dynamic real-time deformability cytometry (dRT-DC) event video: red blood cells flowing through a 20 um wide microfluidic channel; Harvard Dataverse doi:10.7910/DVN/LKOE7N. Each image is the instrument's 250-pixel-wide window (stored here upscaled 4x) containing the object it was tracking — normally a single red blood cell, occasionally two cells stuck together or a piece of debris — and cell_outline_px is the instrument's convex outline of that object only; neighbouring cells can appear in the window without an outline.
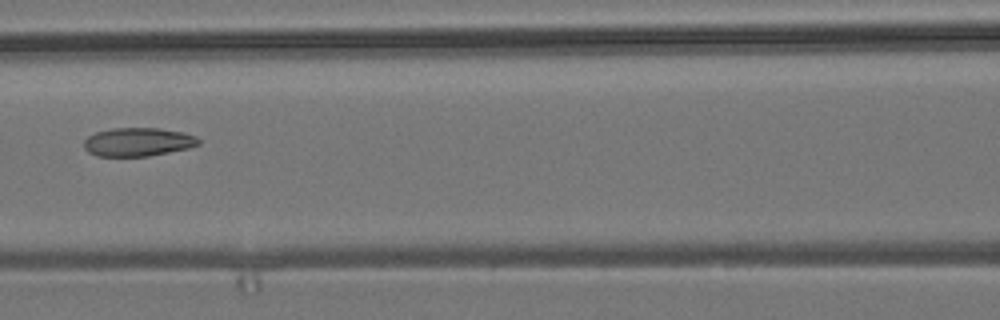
{"species": "common noctule bat (a hibernating species)", "species_latin": "Nyctalus noctula", "temperature_condition": "room temperature", "stored_images_in_passage": 4, "camera_frame_rate_fps": 3000, "um_per_image_px": 0.085, "animal": {"sex": "male", "body_mass_g": 19.2, "forearm_length_mm": 51.8}, "frame": {"image": 1, "passage_image": 3, "time_ms": 2.333, "image_size_px": [1000, 320], "cell_outline_px": [[200, 144], [188, 148], [148, 156], [96, 156], [88, 152], [84, 148], [84, 140], [88, 136], [96, 132], [112, 128], [160, 128], [184, 132], [196, 136], [200, 140]], "centroid_in_image_um": [11.72, 12.06], "position_along_channel_um": 154.9, "area_um2": 19.13}}
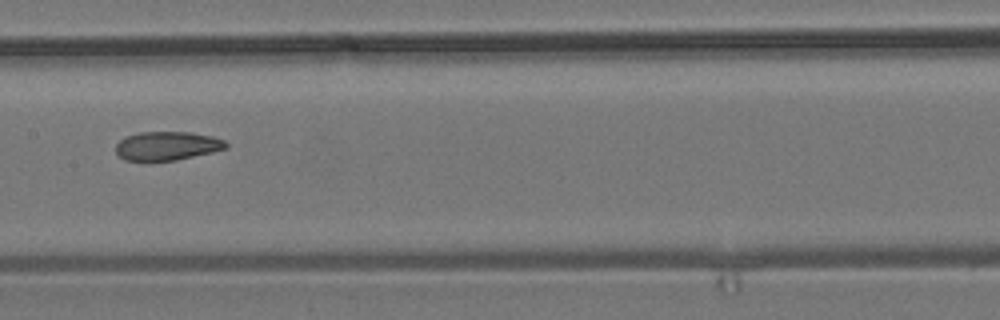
{"frame": {"image": 2, "passage_image": 4, "time_ms": 3.333, "image_size_px": [1000, 320], "cell_outline_px": [[228, 148], [212, 152], [176, 160], [124, 160], [116, 152], [116, 144], [120, 140], [128, 136], [140, 132], [192, 132], [212, 136], [224, 140], [228, 144]], "centroid_in_image_um": [14.23, 12.39], "position_along_channel_um": 193.2, "area_um2": 18.32}}